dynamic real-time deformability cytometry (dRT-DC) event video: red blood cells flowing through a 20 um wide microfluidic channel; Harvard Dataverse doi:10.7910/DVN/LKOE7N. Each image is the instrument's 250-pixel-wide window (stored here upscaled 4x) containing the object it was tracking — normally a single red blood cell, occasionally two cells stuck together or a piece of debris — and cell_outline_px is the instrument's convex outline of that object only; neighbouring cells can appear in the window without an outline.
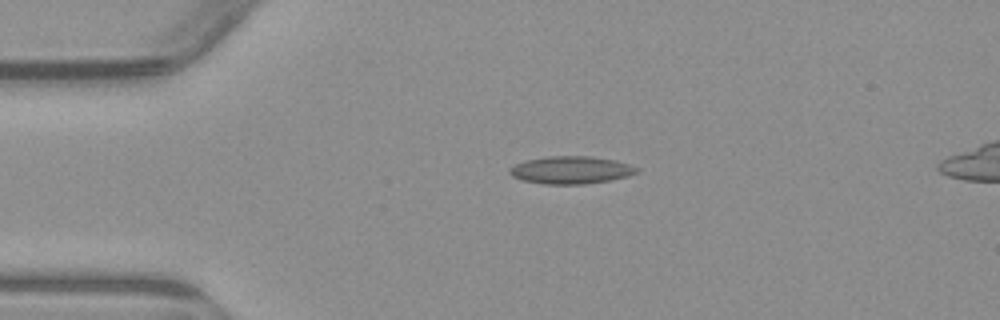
{"species": "common noctule bat (a hibernating species)", "species_latin": "Nyctalus noctula", "temperature_condition": "warm", "stored_images_in_passage": 3, "segment_of_instrument_passage": [1, 2], "camera_frame_rate_fps": 3000, "um_per_image_px": 0.085, "animal": {"sex": "male", "body_mass_g": 23.1, "forearm_length_mm": 52.7}, "frame": {"image": 1, "passage_image": 1, "time_ms": 0.0, "image_size_px": [1000, 320], "cell_outline_px": [[640, 172], [628, 176], [588, 184], [544, 184], [524, 180], [512, 176], [508, 172], [508, 168], [516, 164], [528, 160], [548, 156], [592, 156], [616, 160], [640, 168]], "centroid_in_image_um": [48.57, 14.45], "position_along_channel_um": 36.4, "area_um2": 20.46}}